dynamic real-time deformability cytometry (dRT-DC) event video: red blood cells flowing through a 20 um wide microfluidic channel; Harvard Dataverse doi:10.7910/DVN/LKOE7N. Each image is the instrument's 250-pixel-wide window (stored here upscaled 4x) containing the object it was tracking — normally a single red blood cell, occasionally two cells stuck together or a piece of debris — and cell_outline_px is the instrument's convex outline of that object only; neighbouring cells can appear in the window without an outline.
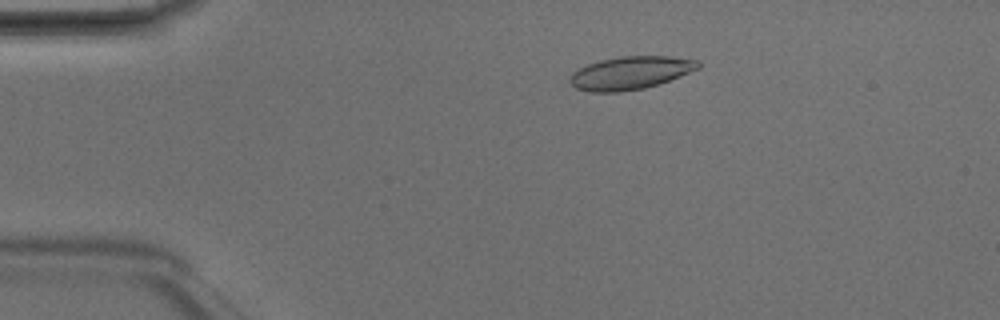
{"species": "Egyptian fruit bat (a non-hibernating species)", "species_latin": "Rousettus aegyptiacus", "temperature_condition": "room temperature", "stored_images_in_passage": 5, "camera_frame_rate_fps": 3000, "um_per_image_px": 0.085, "animal": {"sex": "male"}, "frame": {"image": 1, "passage_image": 3, "time_ms": 0.667, "image_size_px": [1000, 320], "cell_outline_px": [[700, 68], [680, 76], [644, 88], [620, 92], [588, 92], [576, 88], [568, 80], [572, 72], [588, 64], [600, 60], [620, 56], [668, 56], [700, 60]], "centroid_in_image_um": [53.57, 6.19], "position_along_channel_um": 31.4, "area_um2": 24.62}}
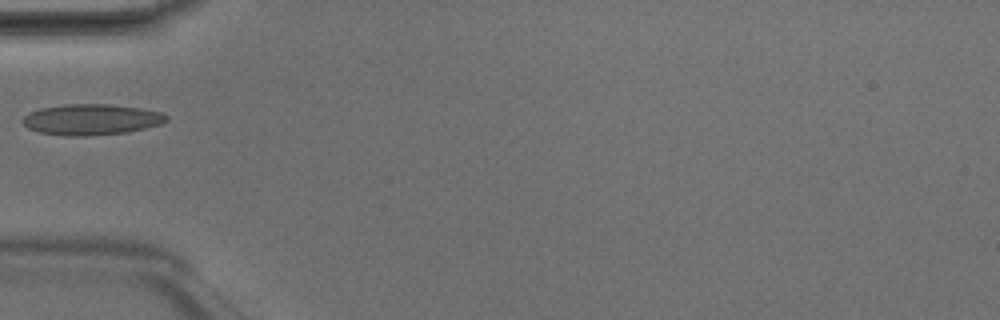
{"frame": {"image": 2, "passage_image": 5, "time_ms": 1.333, "image_size_px": [1000, 320], "cell_outline_px": [[168, 120], [160, 124], [128, 132], [88, 136], [64, 136], [40, 132], [28, 128], [20, 120], [28, 112], [40, 108], [64, 104], [108, 104], [140, 108], [160, 112], [168, 116]], "centroid_in_image_um": [7.73, 10.16], "position_along_channel_um": 77.3, "area_um2": 25.95}}